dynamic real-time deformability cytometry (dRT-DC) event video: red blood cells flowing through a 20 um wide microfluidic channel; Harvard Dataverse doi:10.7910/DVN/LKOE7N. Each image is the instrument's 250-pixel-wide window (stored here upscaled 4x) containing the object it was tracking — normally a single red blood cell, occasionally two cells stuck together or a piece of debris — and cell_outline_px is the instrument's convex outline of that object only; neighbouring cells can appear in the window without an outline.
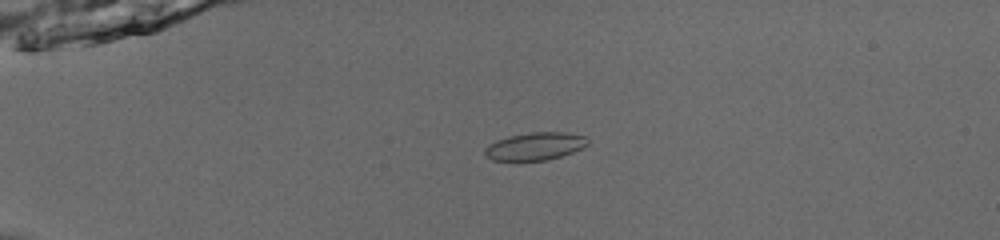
{"species": "common noctule bat (a hibernating species)", "species_latin": "Nyctalus noctula", "temperature_condition": "room temperature", "stored_images_in_passage": 45, "camera_frame_rate_fps": 3000, "um_per_image_px": 0.085, "animal": {"sex": "male", "body_mass_g": 13.0, "forearm_length_mm": 53.1}, "frame": {"image": 1, "passage_image": 6, "time_ms": 1.667, "image_size_px": [1000, 240], "cell_outline_px": [[588, 144], [572, 152], [548, 160], [492, 160], [484, 152], [484, 148], [488, 144], [496, 140], [512, 136], [532, 132], [564, 132], [584, 136], [588, 140]], "centroid_in_image_um": [45.47, 12.43], "position_along_channel_um": 39.5, "area_um2": 16.3}}
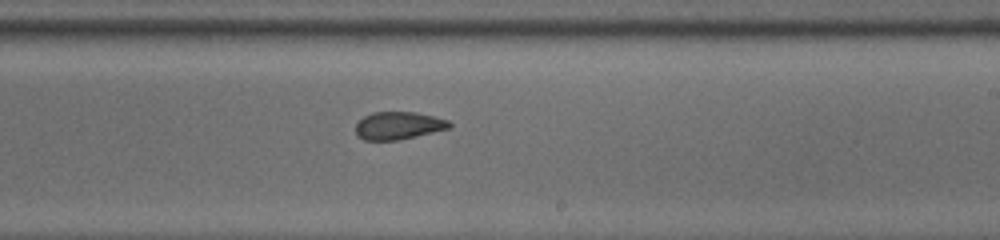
{"frame": {"image": 2, "passage_image": 26, "time_ms": 8.333, "image_size_px": [1000, 240], "cell_outline_px": [[452, 128], [400, 140], [364, 140], [356, 132], [356, 124], [364, 116], [372, 112], [416, 112], [448, 120], [452, 124]], "centroid_in_image_um": [33.9, 10.68], "position_along_channel_um": 255.1, "area_um2": 15.14}}
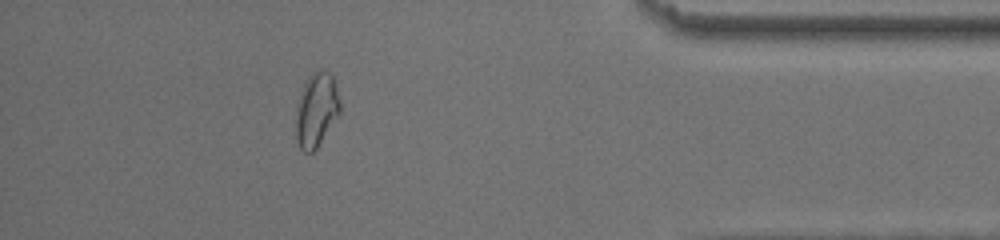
{"frame": {"image": 3, "passage_image": 40, "time_ms": 13.0, "image_size_px": [1000, 240], "cell_outline_px": [[340, 112], [316, 148], [312, 152], [304, 152], [300, 148], [296, 140], [296, 104], [300, 92], [308, 76], [312, 72], [328, 72], [332, 76], [336, 88], [340, 104]], "centroid_in_image_um": [26.86, 9.35], "position_along_channel_um": 408.3, "area_um2": 18.73}, "authors_computed_cell_mechanics": {"area_um2": 16.4152, "velocity_mm_per_s": 3.9189, "shape_relaxation_time_tau1_ms": null, "shape_relaxation_time_tau2_ms": 1.2201, "deformation_change_tau1": null, "deformation_change_tau2": 0.0737}}